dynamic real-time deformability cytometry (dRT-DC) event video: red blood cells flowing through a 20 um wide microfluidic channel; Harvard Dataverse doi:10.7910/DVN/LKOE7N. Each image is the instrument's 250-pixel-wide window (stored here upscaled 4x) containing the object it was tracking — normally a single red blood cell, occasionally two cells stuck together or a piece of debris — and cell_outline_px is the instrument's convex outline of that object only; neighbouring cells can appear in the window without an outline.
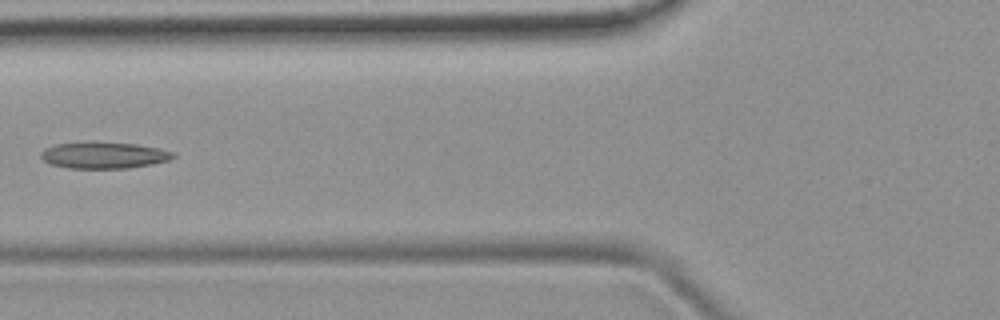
{"species": "common noctule bat (a hibernating species)", "species_latin": "Nyctalus noctula", "temperature_condition": "room temperature", "stored_images_in_passage": 5, "camera_frame_rate_fps": 3000, "um_per_image_px": 0.085, "animal": {"sex": "female", "body_mass_g": 19.9}, "frame": {"image": 1, "passage_image": 5, "time_ms": 5.333, "image_size_px": [1000, 320], "cell_outline_px": [[176, 156], [168, 160], [152, 164], [128, 168], [68, 168], [52, 164], [44, 160], [40, 156], [40, 152], [44, 148], [56, 144], [88, 140], [96, 140], [136, 144], [160, 148], [172, 152]], "centroid_in_image_um": [8.79, 13.16], "position_along_channel_um": 117.0, "area_um2": 20.87}}